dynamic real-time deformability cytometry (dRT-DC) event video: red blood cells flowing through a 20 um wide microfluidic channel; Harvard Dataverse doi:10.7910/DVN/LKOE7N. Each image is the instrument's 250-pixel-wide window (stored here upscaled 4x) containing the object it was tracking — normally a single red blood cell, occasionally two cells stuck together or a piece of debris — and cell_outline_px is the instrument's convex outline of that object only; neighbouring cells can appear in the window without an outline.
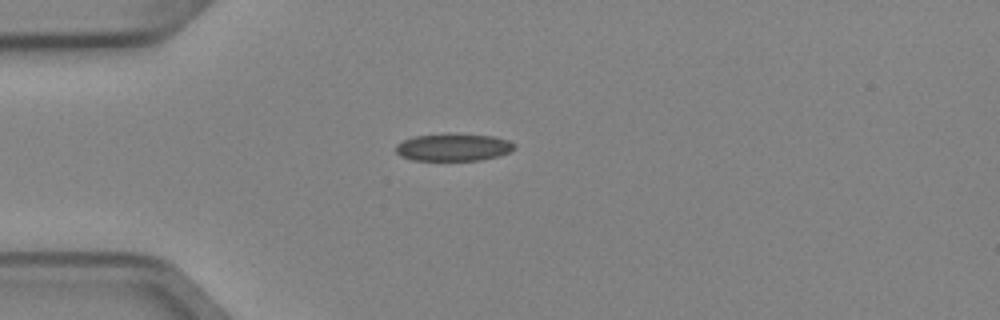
{"species": "Egyptian fruit bat (a non-hibernating species)", "species_latin": "Rousettus aegyptiacus", "temperature_condition": "cold", "stored_images_in_passage": 1, "camera_frame_rate_fps": 3000, "um_per_image_px": 0.085, "animal": {"sex": "female"}, "frame": {"image": 1, "passage_image": 1, "time_ms": 0.0, "image_size_px": [1000, 320], "cell_outline_px": [[516, 148], [500, 156], [480, 160], [412, 160], [400, 156], [396, 152], [396, 144], [412, 136], [448, 132], [492, 136], [508, 140], [516, 144]], "centroid_in_image_um": [38.53, 12.5], "position_along_channel_um": 46.5, "area_um2": 19.36}}